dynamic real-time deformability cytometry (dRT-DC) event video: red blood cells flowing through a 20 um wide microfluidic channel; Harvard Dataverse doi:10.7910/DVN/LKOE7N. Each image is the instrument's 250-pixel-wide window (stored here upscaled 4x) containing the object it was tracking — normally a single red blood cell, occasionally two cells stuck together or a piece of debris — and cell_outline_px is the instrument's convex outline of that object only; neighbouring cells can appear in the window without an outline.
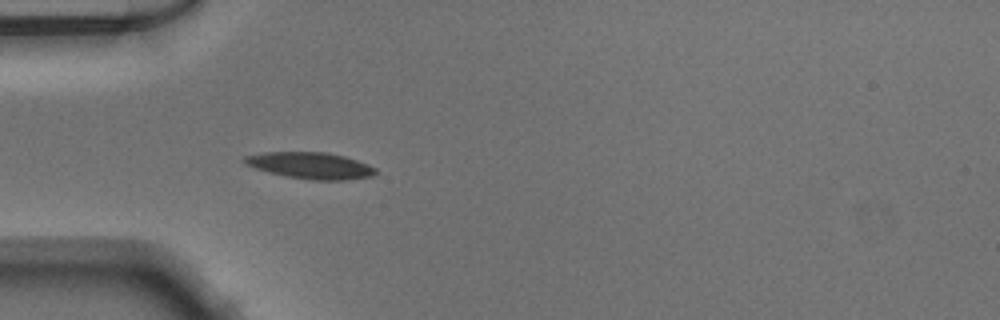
{"species": "Egyptian fruit bat (a non-hibernating species)", "species_latin": "Rousettus aegyptiacus", "temperature_condition": "warm", "stored_images_in_passage": 36, "camera_frame_rate_fps": 3000, "um_per_image_px": 0.085, "animal": {"sex": "male"}, "frame": {"image": 1, "passage_image": 1, "time_ms": 0.0, "image_size_px": [1000, 320], "cell_outline_px": [[376, 172], [372, 176], [344, 180], [312, 180], [288, 176], [268, 172], [244, 164], [240, 160], [244, 156], [264, 152], [324, 152], [344, 156], [368, 164], [376, 168]], "centroid_in_image_um": [26.35, 14.06], "position_along_channel_um": 58.6, "area_um2": 20.17}}
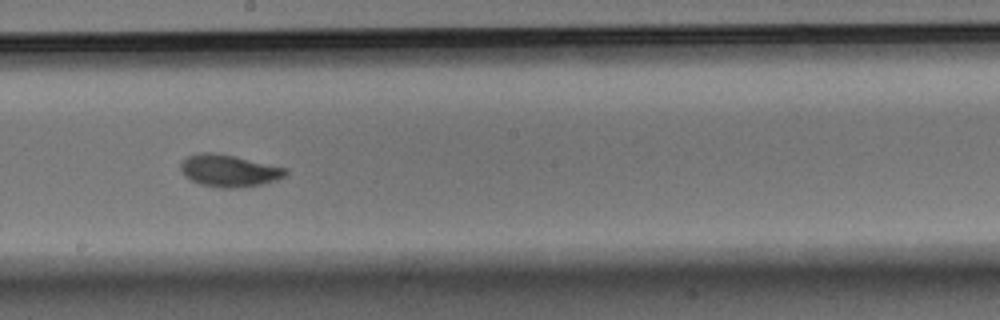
{"frame": {"image": 2, "passage_image": 14, "time_ms": 4.333, "image_size_px": [1000, 320], "cell_outline_px": [[288, 176], [276, 180], [260, 184], [232, 188], [216, 188], [200, 184], [184, 176], [180, 168], [180, 164], [188, 156], [200, 152], [212, 152], [236, 156], [288, 168]], "centroid_in_image_um": [19.49, 14.5], "position_along_channel_um": 228.7, "area_um2": 19.77}}
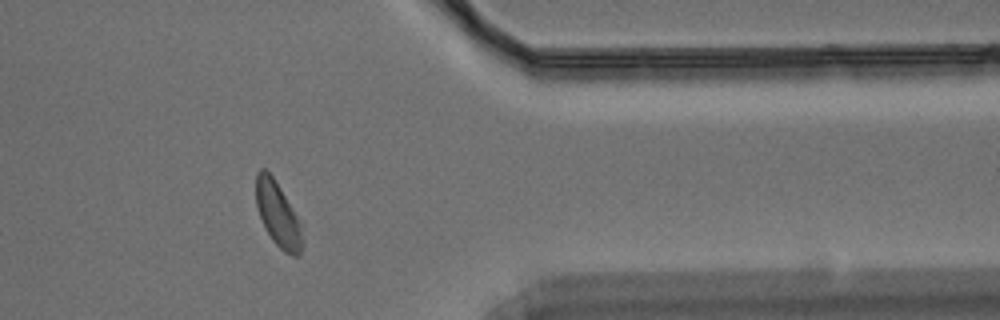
{"frame": {"image": 3, "passage_image": 27, "time_ms": 8.667, "image_size_px": [1000, 320], "cell_outline_px": [[304, 244], [300, 252], [296, 256], [292, 256], [284, 252], [272, 240], [264, 228], [256, 208], [256, 172], [260, 168], [264, 168], [272, 176], [304, 224]], "centroid_in_image_um": [23.66, 18.26], "position_along_channel_um": 387.7, "area_um2": 18.09}}